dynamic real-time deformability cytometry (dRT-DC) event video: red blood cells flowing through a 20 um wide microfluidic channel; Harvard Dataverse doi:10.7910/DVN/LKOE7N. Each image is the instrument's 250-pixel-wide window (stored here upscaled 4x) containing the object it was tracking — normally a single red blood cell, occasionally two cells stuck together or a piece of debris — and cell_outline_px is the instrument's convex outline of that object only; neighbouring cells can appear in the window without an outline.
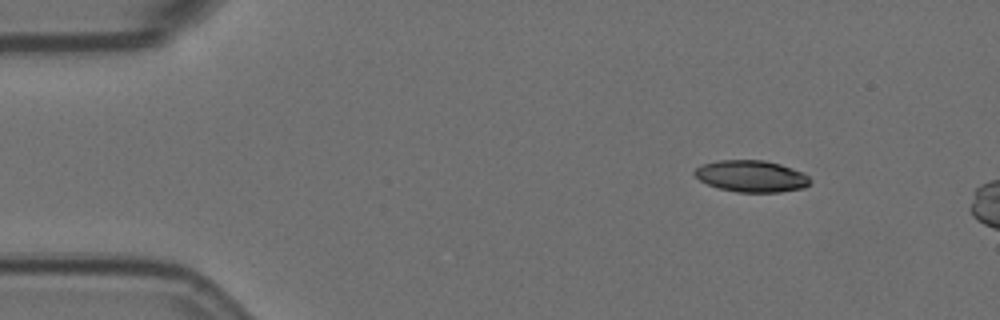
{"species": "Egyptian fruit bat (a non-hibernating species)", "species_latin": "Rousettus aegyptiacus", "temperature_condition": "room temperature", "stored_images_in_passage": 3, "camera_frame_rate_fps": 3000, "um_per_image_px": 0.085, "animal": {"sex": "female"}, "frame": {"image": 1, "passage_image": 1, "time_ms": 0.0, "image_size_px": [1000, 320], "cell_outline_px": [[812, 180], [804, 188], [780, 192], [736, 192], [720, 188], [708, 184], [700, 180], [692, 172], [700, 164], [716, 160], [764, 160], [780, 164], [804, 172]], "centroid_in_image_um": [63.87, 14.97], "position_along_channel_um": 21.1, "area_um2": 21.44}}